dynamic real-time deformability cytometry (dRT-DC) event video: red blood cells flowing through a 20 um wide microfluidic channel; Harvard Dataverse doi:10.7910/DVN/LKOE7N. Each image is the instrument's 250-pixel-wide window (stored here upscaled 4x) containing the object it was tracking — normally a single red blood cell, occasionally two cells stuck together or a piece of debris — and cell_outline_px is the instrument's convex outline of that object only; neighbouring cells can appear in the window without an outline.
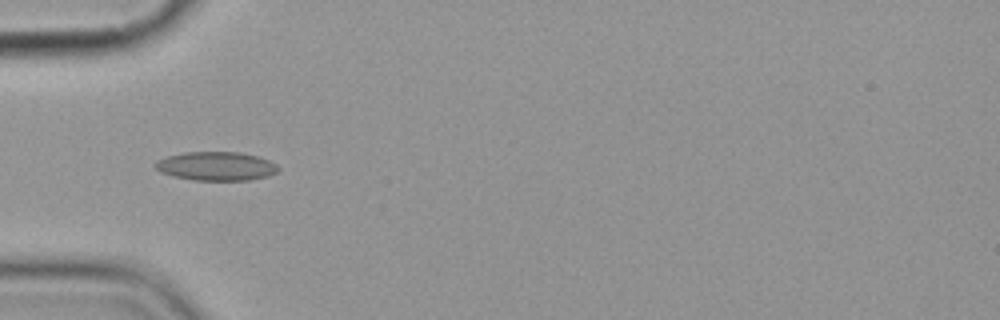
{"species": "common noctule bat (a hibernating species)", "species_latin": "Nyctalus noctula", "temperature_condition": "cold", "stored_images_in_passage": 8, "camera_frame_rate_fps": 3000, "um_per_image_px": 0.085, "animal": {"sex": "female", "body_mass_g": 19.9}, "frame": {"image": 1, "passage_image": 5, "time_ms": 4.667, "image_size_px": [1000, 320], "cell_outline_px": [[280, 168], [276, 172], [268, 176], [248, 180], [192, 180], [172, 176], [160, 172], [152, 164], [156, 160], [168, 156], [184, 152], [240, 152], [256, 156], [268, 160], [276, 164]], "centroid_in_image_um": [18.34, 14.12], "position_along_channel_um": 66.7, "area_um2": 20.69}}
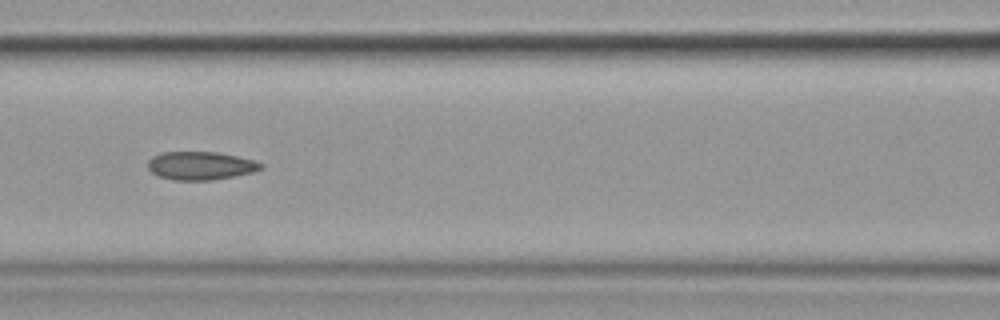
{"frame": {"image": 2, "passage_image": 7, "time_ms": 7.0, "image_size_px": [1000, 320], "cell_outline_px": [[264, 168], [252, 172], [212, 180], [172, 180], [160, 176], [152, 172], [148, 168], [148, 160], [152, 156], [160, 152], [216, 152], [236, 156], [252, 160], [264, 164]], "centroid_in_image_um": [17.02, 14.08], "position_along_channel_um": 149.6, "area_um2": 18.5}}
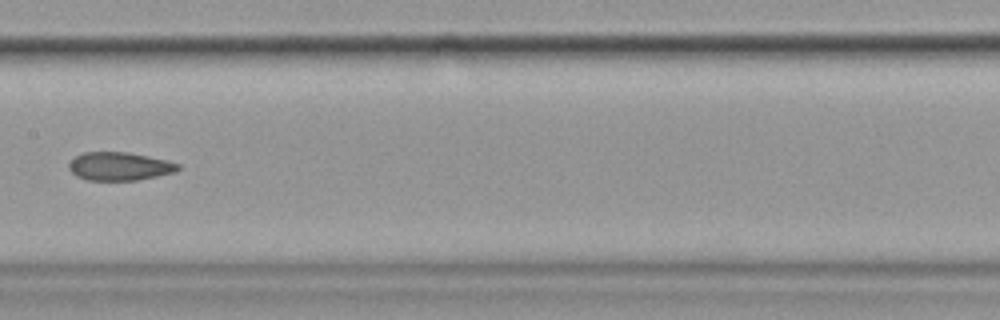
{"frame": {"image": 3, "passage_image": 8, "time_ms": 8.333, "image_size_px": [1000, 320], "cell_outline_px": [[180, 168], [176, 172], [136, 180], [88, 180], [76, 176], [68, 168], [68, 164], [76, 156], [84, 152], [128, 152], [168, 160], [180, 164]], "centroid_in_image_um": [10.17, 14.13], "position_along_channel_um": 197.2, "area_um2": 17.98}}